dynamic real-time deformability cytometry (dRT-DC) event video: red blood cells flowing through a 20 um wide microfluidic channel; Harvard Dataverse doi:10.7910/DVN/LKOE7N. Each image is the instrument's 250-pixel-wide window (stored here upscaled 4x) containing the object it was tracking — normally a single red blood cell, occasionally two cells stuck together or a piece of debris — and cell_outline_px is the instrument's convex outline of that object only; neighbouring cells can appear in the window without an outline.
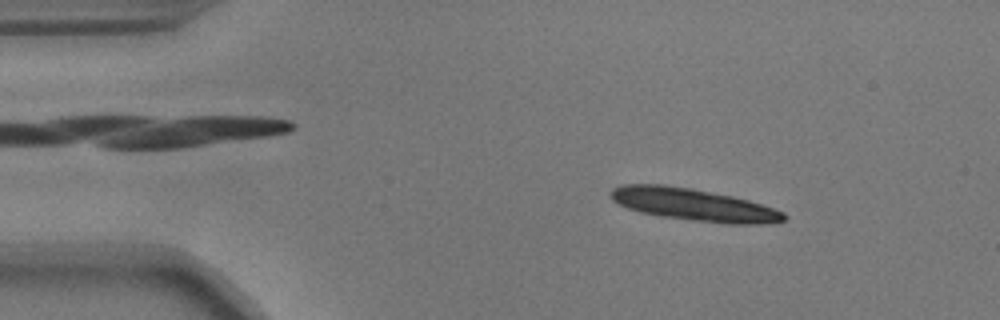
{"species": "common noctule bat (a hibernating species)", "species_latin": "Nyctalus noctula", "temperature_condition": "warm", "stored_images_in_passage": 31, "camera_frame_rate_fps": 3000, "um_per_image_px": 0.085, "animal": {"sex": "male", "body_mass_g": 17.9}, "frame": {"image": 1, "passage_image": 7, "time_ms": 2.0, "image_size_px": [1000, 320], "cell_outline_px": [[788, 216], [784, 220], [768, 224], [728, 224], [660, 216], [640, 212], [628, 208], [612, 200], [608, 192], [612, 188], [620, 184], [664, 184], [692, 188], [732, 196], [748, 200], [784, 212]], "centroid_in_image_um": [58.93, 17.39], "position_along_channel_um": 26.1, "area_um2": 32.66}}
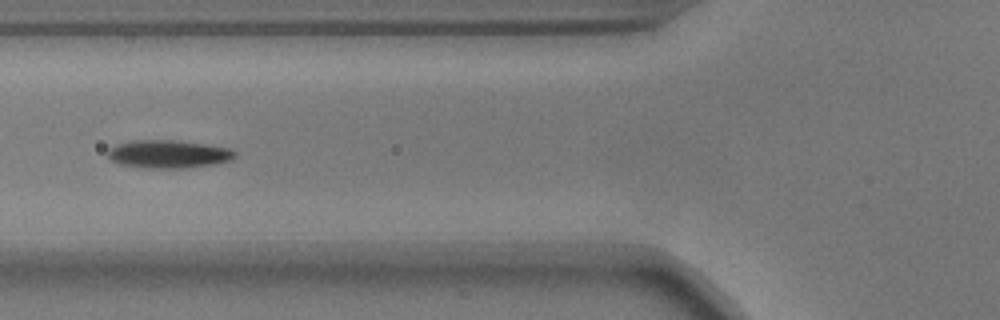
{"frame": {"image": 2, "passage_image": 20, "time_ms": 6.333, "image_size_px": [1000, 320], "cell_outline_px": [[236, 156], [232, 160], [212, 164], [184, 168], [144, 168], [120, 164], [112, 160], [108, 156], [108, 148], [116, 144], [132, 140], [172, 140], [208, 144], [228, 148], [236, 152]], "centroid_in_image_um": [14.3, 13.09], "position_along_channel_um": 111.5, "area_um2": 20.81}}
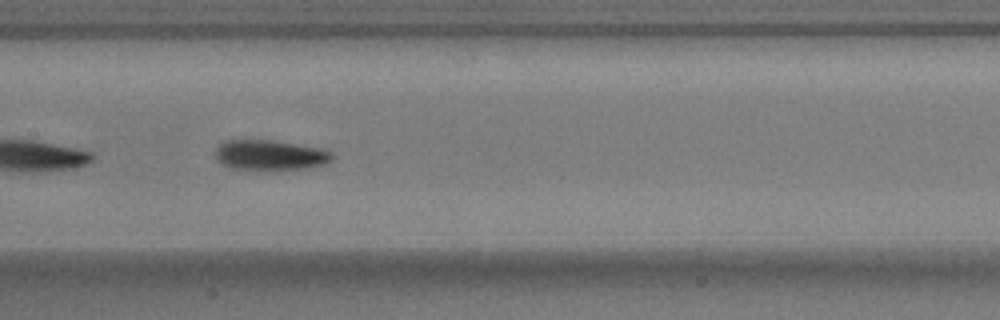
{"frame": {"image": 3, "passage_image": 26, "time_ms": 8.333, "image_size_px": [1000, 320], "cell_outline_px": [[336, 156], [328, 164], [308, 168], [272, 172], [268, 172], [232, 168], [224, 164], [216, 156], [216, 148], [224, 140], [272, 140], [324, 148], [332, 152]], "centroid_in_image_um": [23.06, 13.21], "position_along_channel_um": 184.3, "area_um2": 21.39}}